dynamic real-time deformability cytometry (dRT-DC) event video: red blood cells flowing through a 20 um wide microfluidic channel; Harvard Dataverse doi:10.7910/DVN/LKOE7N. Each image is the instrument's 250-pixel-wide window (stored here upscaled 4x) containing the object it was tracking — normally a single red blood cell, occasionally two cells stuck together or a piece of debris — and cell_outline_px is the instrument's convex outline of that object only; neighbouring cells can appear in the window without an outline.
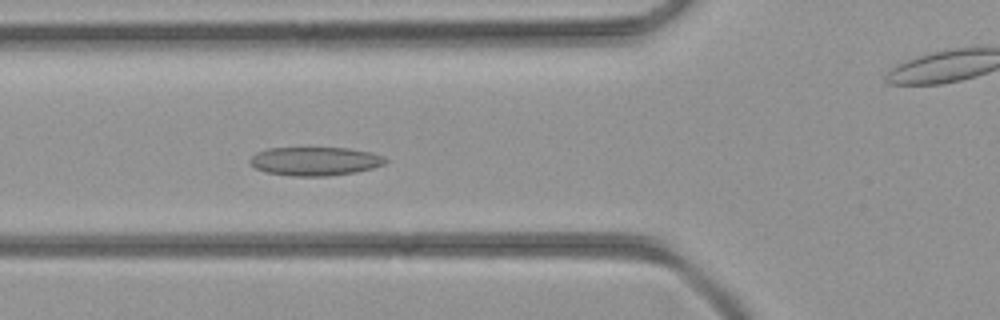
{"species": "common noctule bat (a hibernating species)", "species_latin": "Nyctalus noctula", "temperature_condition": "room temperature", "stored_images_in_passage": 43, "camera_frame_rate_fps": 3000, "um_per_image_px": 0.085, "animal": {"sex": "female", "body_mass_g": 21.9}, "frame": {"image": 1, "passage_image": 15, "time_ms": 4.667, "image_size_px": [1000, 320], "cell_outline_px": [[388, 160], [384, 164], [372, 168], [356, 172], [328, 176], [292, 176], [264, 172], [256, 168], [248, 160], [256, 152], [268, 148], [348, 148], [372, 152], [384, 156]], "centroid_in_image_um": [26.78, 13.7], "position_along_channel_um": 99.0, "area_um2": 22.72}}
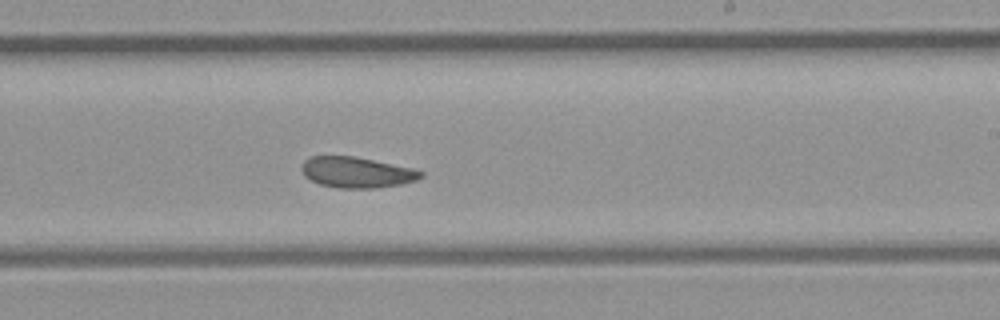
{"frame": {"image": 2, "passage_image": 25, "time_ms": 8.0, "image_size_px": [1000, 320], "cell_outline_px": [[424, 176], [416, 180], [400, 184], [376, 188], [336, 188], [320, 184], [304, 176], [300, 168], [304, 160], [312, 156], [352, 156], [412, 168], [424, 172]], "centroid_in_image_um": [30.3, 14.65], "position_along_channel_um": 258.7, "area_um2": 21.27}}
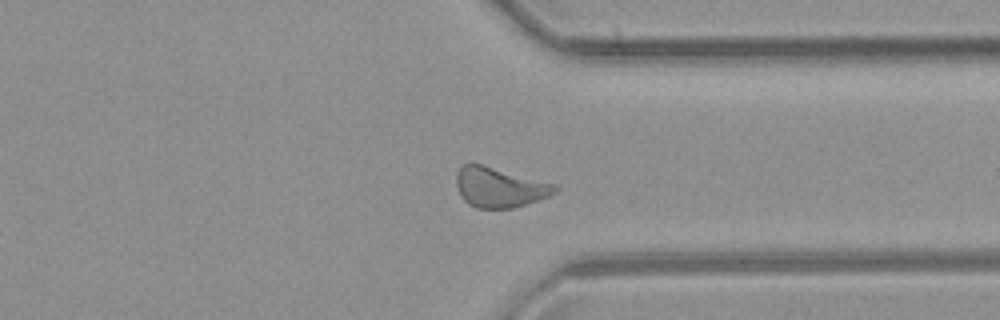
{"frame": {"image": 3, "passage_image": 32, "time_ms": 10.333, "image_size_px": [1000, 320], "cell_outline_px": [[556, 192], [548, 196], [512, 208], [476, 208], [468, 204], [460, 196], [456, 184], [456, 172], [464, 164], [484, 164], [556, 184]], "centroid_in_image_um": [42.42, 15.91], "position_along_channel_um": 369.0, "area_um2": 22.89}}